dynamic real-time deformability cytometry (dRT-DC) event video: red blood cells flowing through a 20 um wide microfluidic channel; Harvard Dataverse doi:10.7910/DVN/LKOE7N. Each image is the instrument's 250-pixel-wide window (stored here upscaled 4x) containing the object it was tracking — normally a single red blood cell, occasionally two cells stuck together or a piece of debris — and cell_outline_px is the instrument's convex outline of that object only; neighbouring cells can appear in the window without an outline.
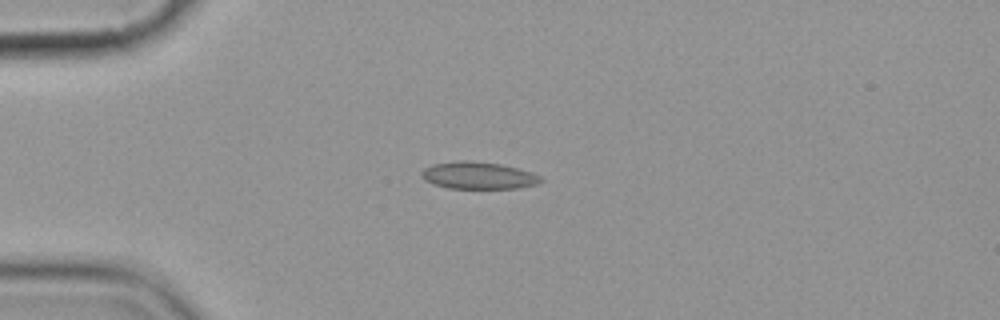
{"species": "common noctule bat (a hibernating species)", "species_latin": "Nyctalus noctula", "temperature_condition": "cold", "stored_images_in_passage": 11, "camera_frame_rate_fps": 3000, "um_per_image_px": 0.085, "animal": {"sex": "female", "body_mass_g": 19.9}, "frame": {"image": 1, "passage_image": 4, "time_ms": 4.333, "image_size_px": [1000, 320], "cell_outline_px": [[544, 180], [536, 184], [516, 188], [448, 188], [432, 184], [424, 180], [420, 176], [420, 172], [424, 168], [432, 164], [460, 160], [468, 160], [500, 164], [532, 172], [540, 176]], "centroid_in_image_um": [40.61, 14.91], "position_along_channel_um": 44.4, "area_um2": 18.9}}
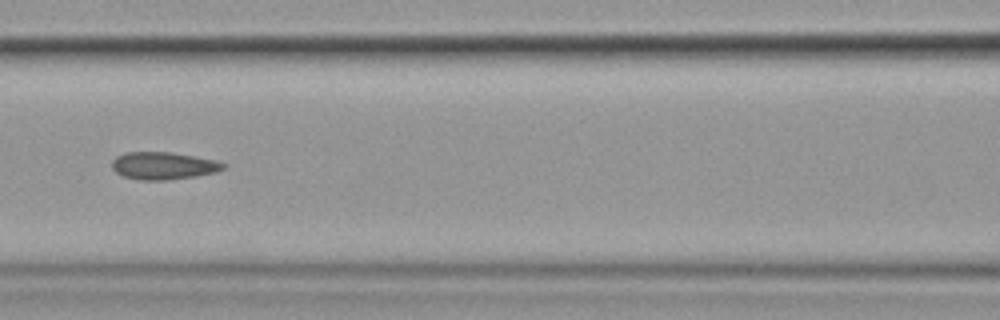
{"frame": {"image": 2, "passage_image": 7, "time_ms": 8.0, "image_size_px": [1000, 320], "cell_outline_px": [[224, 168], [216, 172], [196, 176], [168, 180], [140, 180], [124, 176], [116, 172], [112, 168], [112, 160], [116, 156], [128, 152], [172, 152], [216, 160], [224, 164]], "centroid_in_image_um": [13.87, 14.08], "position_along_channel_um": 152.7, "area_um2": 17.74}}
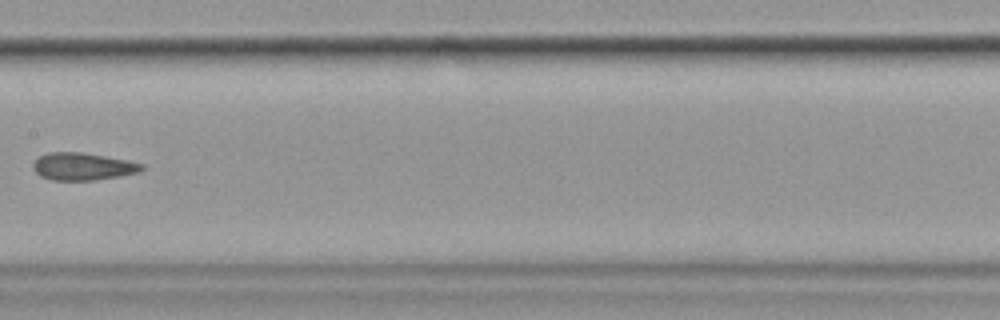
{"frame": {"image": 3, "passage_image": 8, "time_ms": 9.333, "image_size_px": [1000, 320], "cell_outline_px": [[144, 168], [140, 172], [120, 176], [92, 180], [52, 180], [40, 176], [32, 168], [32, 164], [40, 156], [48, 152], [80, 152], [128, 160], [144, 164]], "centroid_in_image_um": [7.04, 14.15], "position_along_channel_um": 200.4, "area_um2": 17.34}}